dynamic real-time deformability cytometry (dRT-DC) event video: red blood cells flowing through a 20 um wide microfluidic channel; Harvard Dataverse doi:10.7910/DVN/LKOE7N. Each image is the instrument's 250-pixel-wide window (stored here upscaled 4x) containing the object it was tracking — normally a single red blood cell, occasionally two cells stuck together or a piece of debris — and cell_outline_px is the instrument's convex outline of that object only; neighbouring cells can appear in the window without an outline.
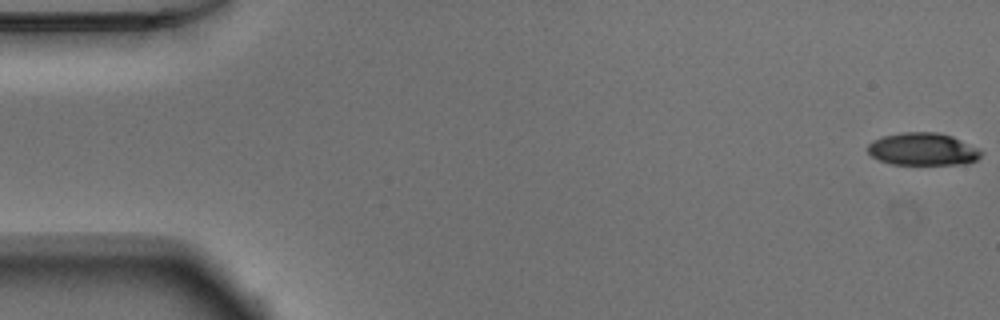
{"species": "Egyptian fruit bat (a non-hibernating species)", "species_latin": "Rousettus aegyptiacus", "temperature_condition": "warm", "stored_images_in_passage": 15, "camera_frame_rate_fps": 3000, "um_per_image_px": 0.085, "animal": {"sex": "male"}, "frame": {"image": 1, "passage_image": 1, "time_ms": 0.0, "image_size_px": [1000, 320], "cell_outline_px": [[984, 152], [976, 160], [968, 164], [892, 164], [880, 160], [872, 156], [868, 152], [868, 144], [872, 140], [884, 136], [900, 132], [940, 132], [952, 136]], "centroid_in_image_um": [78.43, 12.67], "position_along_channel_um": 6.6, "area_um2": 21.44}}
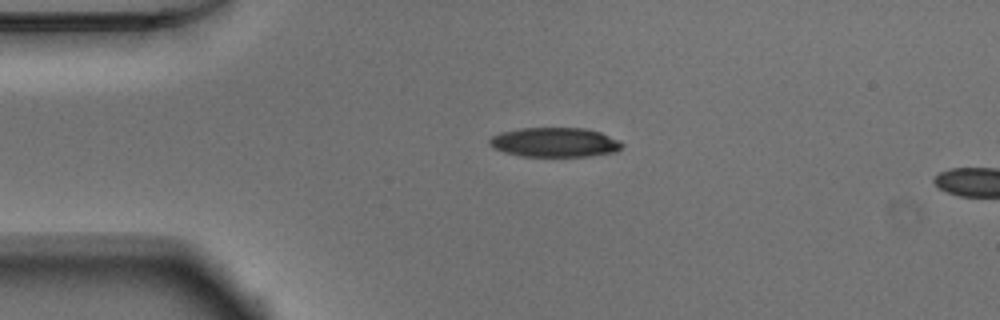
{"frame": {"image": 2, "passage_image": 12, "time_ms": 3.667, "image_size_px": [1000, 320], "cell_outline_px": [[624, 144], [616, 152], [588, 156], [520, 156], [504, 152], [492, 148], [488, 144], [488, 140], [492, 136], [500, 132], [520, 128], [584, 128], [600, 132], [620, 140]], "centroid_in_image_um": [47.13, 12.09], "position_along_channel_um": 37.9, "area_um2": 22.89}}